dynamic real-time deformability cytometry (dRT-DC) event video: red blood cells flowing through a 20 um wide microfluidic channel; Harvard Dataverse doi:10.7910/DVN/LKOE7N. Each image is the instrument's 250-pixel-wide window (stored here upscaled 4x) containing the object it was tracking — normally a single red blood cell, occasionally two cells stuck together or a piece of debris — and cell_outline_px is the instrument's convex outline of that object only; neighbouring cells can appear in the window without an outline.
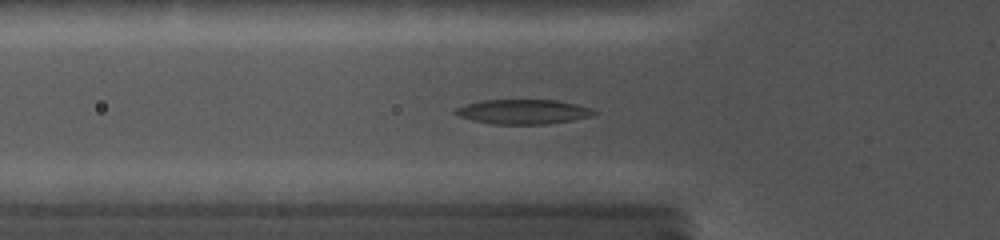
{"species": "common noctule bat (a hibernating species)", "species_latin": "Nyctalus noctula", "temperature_condition": "cold", "stored_images_in_passage": 16, "camera_frame_rate_fps": 5000, "um_per_image_px": 0.085, "animal": {"sex": "female", "body_mass_g": 19.0, "forearm_length_mm": 56.7}, "frame": {"image": 1, "passage_image": 10, "time_ms": 6.2, "image_size_px": [1000, 240], "cell_outline_px": [[596, 112], [592, 116], [572, 120], [548, 124], [492, 124], [472, 120], [460, 116], [452, 112], [456, 108], [468, 104], [484, 100], [556, 100], [576, 104], [592, 108]], "centroid_in_image_um": [44.48, 9.5], "position_along_channel_um": 81.3, "area_um2": 19.77}}